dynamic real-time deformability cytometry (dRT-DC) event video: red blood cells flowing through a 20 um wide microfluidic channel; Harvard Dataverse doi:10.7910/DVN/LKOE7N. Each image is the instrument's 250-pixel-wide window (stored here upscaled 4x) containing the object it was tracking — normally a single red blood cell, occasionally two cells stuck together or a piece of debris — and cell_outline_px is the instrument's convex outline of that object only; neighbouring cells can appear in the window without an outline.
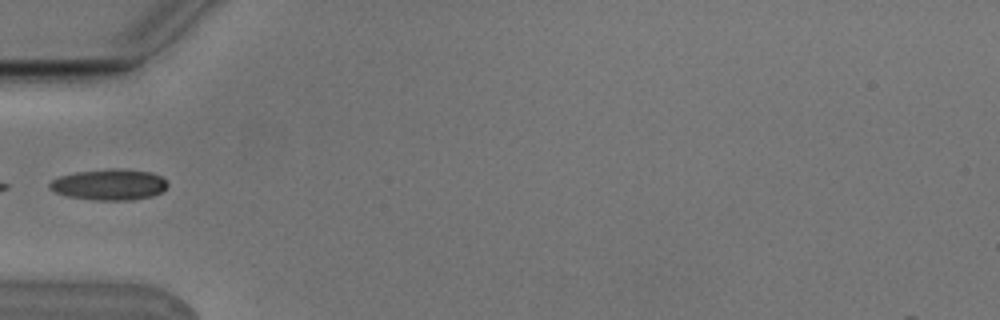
{"species": "Egyptian fruit bat (a non-hibernating species)", "species_latin": "Rousettus aegyptiacus", "temperature_condition": "cold", "stored_images_in_passage": 4, "camera_frame_rate_fps": 3000, "um_per_image_px": 0.085, "animal": {"sex": "male"}, "frame": {"image": 1, "passage_image": 4, "time_ms": 1.0, "image_size_px": [1000, 320], "cell_outline_px": [[168, 184], [160, 192], [152, 196], [132, 200], [92, 200], [68, 196], [56, 192], [48, 188], [48, 184], [52, 180], [60, 176], [76, 172], [108, 168], [116, 168], [152, 172], [160, 176]], "centroid_in_image_um": [9.26, 15.68], "position_along_channel_um": 75.7, "area_um2": 21.27}}